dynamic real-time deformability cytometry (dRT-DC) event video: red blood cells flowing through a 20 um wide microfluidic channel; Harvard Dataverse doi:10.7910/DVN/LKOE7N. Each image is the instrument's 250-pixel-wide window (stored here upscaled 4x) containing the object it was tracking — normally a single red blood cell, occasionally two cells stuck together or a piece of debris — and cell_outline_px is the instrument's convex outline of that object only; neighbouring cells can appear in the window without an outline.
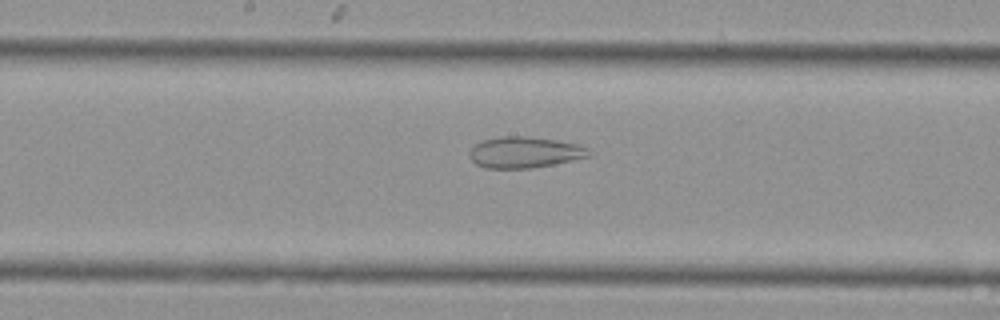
{"species": "Egyptian fruit bat (a non-hibernating species)", "species_latin": "Rousettus aegyptiacus", "temperature_condition": "cold", "stored_images_in_passage": 44, "camera_frame_rate_fps": 3000, "um_per_image_px": 0.085, "animal": {"sex": "female"}, "frame": {"image": 1, "passage_image": 23, "time_ms": 7.333, "image_size_px": [1000, 320], "cell_outline_px": [[592, 156], [532, 168], [484, 168], [476, 164], [468, 156], [472, 148], [476, 144], [484, 140], [504, 136], [528, 136], [556, 140], [580, 144], [588, 148], [592, 152]], "centroid_in_image_um": [44.63, 12.95], "position_along_channel_um": 203.6, "area_um2": 21.68}}
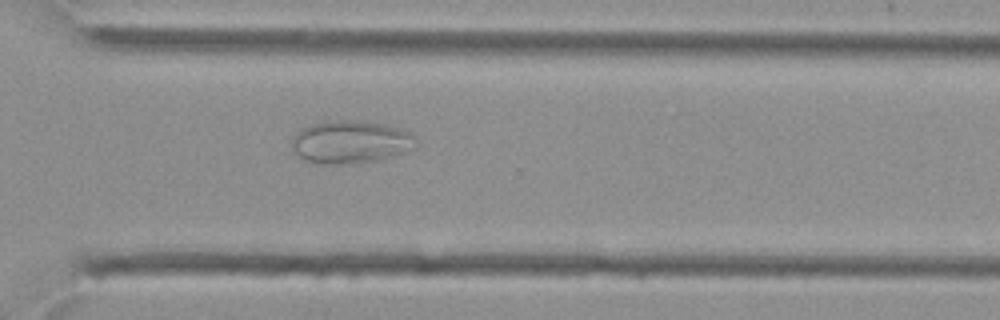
{"frame": {"image": 2, "passage_image": 32, "time_ms": 10.333, "image_size_px": [1000, 320], "cell_outline_px": [[412, 148], [392, 156], [376, 160], [352, 164], [316, 164], [304, 160], [292, 148], [292, 136], [300, 128], [324, 120], [364, 120], [404, 128], [412, 132]], "centroid_in_image_um": [29.73, 12.05], "position_along_channel_um": 340.9, "area_um2": 31.21}}
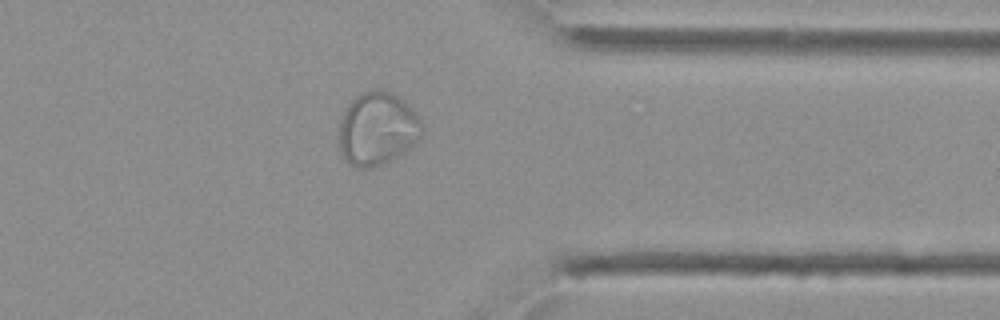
{"frame": {"image": 3, "passage_image": 35, "time_ms": 11.333, "image_size_px": [1000, 320], "cell_outline_px": [[424, 132], [420, 140], [404, 152], [376, 168], [356, 168], [348, 164], [344, 160], [340, 152], [336, 136], [344, 112], [348, 104], [356, 96], [364, 92], [376, 88], [388, 92], [404, 100], [420, 116], [424, 124]], "centroid_in_image_um": [32.08, 10.98], "position_along_channel_um": 379.3, "area_um2": 36.24}}